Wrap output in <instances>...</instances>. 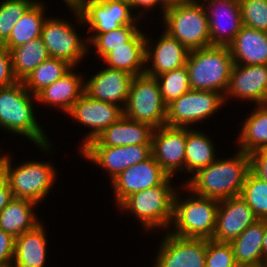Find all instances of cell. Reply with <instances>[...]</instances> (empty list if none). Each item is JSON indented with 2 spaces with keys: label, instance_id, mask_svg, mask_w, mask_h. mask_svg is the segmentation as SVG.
<instances>
[{
  "label": "cell",
  "instance_id": "6da1fadb",
  "mask_svg": "<svg viewBox=\"0 0 267 267\" xmlns=\"http://www.w3.org/2000/svg\"><path fill=\"white\" fill-rule=\"evenodd\" d=\"M249 171V154L237 150L235 156L224 160L216 159L199 170L185 182L184 189L190 194L194 193L219 201L239 196Z\"/></svg>",
  "mask_w": 267,
  "mask_h": 267
},
{
  "label": "cell",
  "instance_id": "7a4b0ae2",
  "mask_svg": "<svg viewBox=\"0 0 267 267\" xmlns=\"http://www.w3.org/2000/svg\"><path fill=\"white\" fill-rule=\"evenodd\" d=\"M32 100L37 102L23 81L0 87V127L28 138L43 151L51 150V144L36 120Z\"/></svg>",
  "mask_w": 267,
  "mask_h": 267
},
{
  "label": "cell",
  "instance_id": "3957f363",
  "mask_svg": "<svg viewBox=\"0 0 267 267\" xmlns=\"http://www.w3.org/2000/svg\"><path fill=\"white\" fill-rule=\"evenodd\" d=\"M233 64L228 46H209L190 50L185 65L189 74L190 88L215 91L225 96Z\"/></svg>",
  "mask_w": 267,
  "mask_h": 267
},
{
  "label": "cell",
  "instance_id": "277c9868",
  "mask_svg": "<svg viewBox=\"0 0 267 267\" xmlns=\"http://www.w3.org/2000/svg\"><path fill=\"white\" fill-rule=\"evenodd\" d=\"M192 194L181 200L176 191L171 222L175 225L169 233L183 238L212 239L219 200Z\"/></svg>",
  "mask_w": 267,
  "mask_h": 267
},
{
  "label": "cell",
  "instance_id": "5b68a950",
  "mask_svg": "<svg viewBox=\"0 0 267 267\" xmlns=\"http://www.w3.org/2000/svg\"><path fill=\"white\" fill-rule=\"evenodd\" d=\"M172 177L163 184L136 192L128 196L119 208L131 212L147 230L167 229L173 219L175 187L172 188Z\"/></svg>",
  "mask_w": 267,
  "mask_h": 267
},
{
  "label": "cell",
  "instance_id": "8992f818",
  "mask_svg": "<svg viewBox=\"0 0 267 267\" xmlns=\"http://www.w3.org/2000/svg\"><path fill=\"white\" fill-rule=\"evenodd\" d=\"M11 161L8 154L0 156V165L7 175L13 197L41 203L54 187L56 169L50 162L30 160L13 168Z\"/></svg>",
  "mask_w": 267,
  "mask_h": 267
},
{
  "label": "cell",
  "instance_id": "52a82bcc",
  "mask_svg": "<svg viewBox=\"0 0 267 267\" xmlns=\"http://www.w3.org/2000/svg\"><path fill=\"white\" fill-rule=\"evenodd\" d=\"M165 31L189 51L211 46L208 18L203 3L186 1L165 10Z\"/></svg>",
  "mask_w": 267,
  "mask_h": 267
},
{
  "label": "cell",
  "instance_id": "ba28073f",
  "mask_svg": "<svg viewBox=\"0 0 267 267\" xmlns=\"http://www.w3.org/2000/svg\"><path fill=\"white\" fill-rule=\"evenodd\" d=\"M123 115L154 129L166 125L167 105L156 78L146 74L133 77Z\"/></svg>",
  "mask_w": 267,
  "mask_h": 267
},
{
  "label": "cell",
  "instance_id": "9c48e42d",
  "mask_svg": "<svg viewBox=\"0 0 267 267\" xmlns=\"http://www.w3.org/2000/svg\"><path fill=\"white\" fill-rule=\"evenodd\" d=\"M81 25L86 24L91 34H102L127 24H136L144 13L132 15L127 0H80L77 6L69 7Z\"/></svg>",
  "mask_w": 267,
  "mask_h": 267
},
{
  "label": "cell",
  "instance_id": "30bf717a",
  "mask_svg": "<svg viewBox=\"0 0 267 267\" xmlns=\"http://www.w3.org/2000/svg\"><path fill=\"white\" fill-rule=\"evenodd\" d=\"M224 102V95L219 92L190 89L167 105L166 125L189 128L213 115Z\"/></svg>",
  "mask_w": 267,
  "mask_h": 267
},
{
  "label": "cell",
  "instance_id": "8fae6325",
  "mask_svg": "<svg viewBox=\"0 0 267 267\" xmlns=\"http://www.w3.org/2000/svg\"><path fill=\"white\" fill-rule=\"evenodd\" d=\"M63 18H46L42 25L41 38L50 57L67 61L73 67L88 51V39H81L70 22Z\"/></svg>",
  "mask_w": 267,
  "mask_h": 267
},
{
  "label": "cell",
  "instance_id": "7c38bea8",
  "mask_svg": "<svg viewBox=\"0 0 267 267\" xmlns=\"http://www.w3.org/2000/svg\"><path fill=\"white\" fill-rule=\"evenodd\" d=\"M80 152L85 159L107 170L112 181L126 168L150 158L152 144L108 147L101 146L94 139L80 149Z\"/></svg>",
  "mask_w": 267,
  "mask_h": 267
},
{
  "label": "cell",
  "instance_id": "4fadbf2b",
  "mask_svg": "<svg viewBox=\"0 0 267 267\" xmlns=\"http://www.w3.org/2000/svg\"><path fill=\"white\" fill-rule=\"evenodd\" d=\"M153 267H205L207 239L183 238L168 231Z\"/></svg>",
  "mask_w": 267,
  "mask_h": 267
},
{
  "label": "cell",
  "instance_id": "5bb4252c",
  "mask_svg": "<svg viewBox=\"0 0 267 267\" xmlns=\"http://www.w3.org/2000/svg\"><path fill=\"white\" fill-rule=\"evenodd\" d=\"M68 114L78 123L91 128L90 132L85 135L82 149L112 123L117 122L123 116V109L121 106L94 99L84 92L73 104Z\"/></svg>",
  "mask_w": 267,
  "mask_h": 267
},
{
  "label": "cell",
  "instance_id": "9a60e30c",
  "mask_svg": "<svg viewBox=\"0 0 267 267\" xmlns=\"http://www.w3.org/2000/svg\"><path fill=\"white\" fill-rule=\"evenodd\" d=\"M204 2H207L203 7L208 18L211 46H229L243 26L239 0Z\"/></svg>",
  "mask_w": 267,
  "mask_h": 267
},
{
  "label": "cell",
  "instance_id": "2e32d148",
  "mask_svg": "<svg viewBox=\"0 0 267 267\" xmlns=\"http://www.w3.org/2000/svg\"><path fill=\"white\" fill-rule=\"evenodd\" d=\"M169 177L153 156L126 168L111 181L117 205L136 192L163 184Z\"/></svg>",
  "mask_w": 267,
  "mask_h": 267
},
{
  "label": "cell",
  "instance_id": "e0dca14e",
  "mask_svg": "<svg viewBox=\"0 0 267 267\" xmlns=\"http://www.w3.org/2000/svg\"><path fill=\"white\" fill-rule=\"evenodd\" d=\"M152 156L170 176L185 171L186 128L167 125L154 129Z\"/></svg>",
  "mask_w": 267,
  "mask_h": 267
},
{
  "label": "cell",
  "instance_id": "ac0fdd59",
  "mask_svg": "<svg viewBox=\"0 0 267 267\" xmlns=\"http://www.w3.org/2000/svg\"><path fill=\"white\" fill-rule=\"evenodd\" d=\"M257 220L241 195L220 200L212 240L230 243Z\"/></svg>",
  "mask_w": 267,
  "mask_h": 267
},
{
  "label": "cell",
  "instance_id": "d6986e66",
  "mask_svg": "<svg viewBox=\"0 0 267 267\" xmlns=\"http://www.w3.org/2000/svg\"><path fill=\"white\" fill-rule=\"evenodd\" d=\"M233 96L254 101L255 105H266L267 65L233 64L224 100Z\"/></svg>",
  "mask_w": 267,
  "mask_h": 267
},
{
  "label": "cell",
  "instance_id": "ffe728a7",
  "mask_svg": "<svg viewBox=\"0 0 267 267\" xmlns=\"http://www.w3.org/2000/svg\"><path fill=\"white\" fill-rule=\"evenodd\" d=\"M162 32L154 49H151L152 45L149 43L151 39L146 37L145 74L154 78L185 66L189 54V50L177 39L165 30ZM149 63L152 64L148 66Z\"/></svg>",
  "mask_w": 267,
  "mask_h": 267
},
{
  "label": "cell",
  "instance_id": "44dd1931",
  "mask_svg": "<svg viewBox=\"0 0 267 267\" xmlns=\"http://www.w3.org/2000/svg\"><path fill=\"white\" fill-rule=\"evenodd\" d=\"M133 77L127 72L105 67L84 81V92L94 99L121 105L124 109Z\"/></svg>",
  "mask_w": 267,
  "mask_h": 267
},
{
  "label": "cell",
  "instance_id": "7402d4cb",
  "mask_svg": "<svg viewBox=\"0 0 267 267\" xmlns=\"http://www.w3.org/2000/svg\"><path fill=\"white\" fill-rule=\"evenodd\" d=\"M234 64L267 65V32L242 26L228 46Z\"/></svg>",
  "mask_w": 267,
  "mask_h": 267
},
{
  "label": "cell",
  "instance_id": "603a6c76",
  "mask_svg": "<svg viewBox=\"0 0 267 267\" xmlns=\"http://www.w3.org/2000/svg\"><path fill=\"white\" fill-rule=\"evenodd\" d=\"M154 128L146 123L122 116L112 123L98 137L96 141L101 146L116 147L137 144H152Z\"/></svg>",
  "mask_w": 267,
  "mask_h": 267
},
{
  "label": "cell",
  "instance_id": "cb8c5ba5",
  "mask_svg": "<svg viewBox=\"0 0 267 267\" xmlns=\"http://www.w3.org/2000/svg\"><path fill=\"white\" fill-rule=\"evenodd\" d=\"M72 67L60 79L41 90L37 95V102L59 107L66 114L71 110L73 104L84 93V79L73 72Z\"/></svg>",
  "mask_w": 267,
  "mask_h": 267
},
{
  "label": "cell",
  "instance_id": "d4e9b609",
  "mask_svg": "<svg viewBox=\"0 0 267 267\" xmlns=\"http://www.w3.org/2000/svg\"><path fill=\"white\" fill-rule=\"evenodd\" d=\"M146 37L140 30L126 46L113 48L102 59L108 65L107 68L121 70L132 76L145 74Z\"/></svg>",
  "mask_w": 267,
  "mask_h": 267
},
{
  "label": "cell",
  "instance_id": "484cf974",
  "mask_svg": "<svg viewBox=\"0 0 267 267\" xmlns=\"http://www.w3.org/2000/svg\"><path fill=\"white\" fill-rule=\"evenodd\" d=\"M44 226L23 232L15 238V251L11 267H44L46 262L47 238Z\"/></svg>",
  "mask_w": 267,
  "mask_h": 267
},
{
  "label": "cell",
  "instance_id": "4316f807",
  "mask_svg": "<svg viewBox=\"0 0 267 267\" xmlns=\"http://www.w3.org/2000/svg\"><path fill=\"white\" fill-rule=\"evenodd\" d=\"M38 204L13 197L0 212V228L15 238L41 223L34 212Z\"/></svg>",
  "mask_w": 267,
  "mask_h": 267
},
{
  "label": "cell",
  "instance_id": "83f0119b",
  "mask_svg": "<svg viewBox=\"0 0 267 267\" xmlns=\"http://www.w3.org/2000/svg\"><path fill=\"white\" fill-rule=\"evenodd\" d=\"M263 236L264 220L259 219L230 242L238 266L263 265Z\"/></svg>",
  "mask_w": 267,
  "mask_h": 267
},
{
  "label": "cell",
  "instance_id": "f1b7e54d",
  "mask_svg": "<svg viewBox=\"0 0 267 267\" xmlns=\"http://www.w3.org/2000/svg\"><path fill=\"white\" fill-rule=\"evenodd\" d=\"M252 112L242 124L238 137V150L246 154L267 149V104L255 106Z\"/></svg>",
  "mask_w": 267,
  "mask_h": 267
},
{
  "label": "cell",
  "instance_id": "f546056e",
  "mask_svg": "<svg viewBox=\"0 0 267 267\" xmlns=\"http://www.w3.org/2000/svg\"><path fill=\"white\" fill-rule=\"evenodd\" d=\"M44 3L36 1L17 21L9 38L2 44L9 51L19 45L25 44L30 40L40 38L42 25L47 17H45Z\"/></svg>",
  "mask_w": 267,
  "mask_h": 267
},
{
  "label": "cell",
  "instance_id": "4dcf8cb0",
  "mask_svg": "<svg viewBox=\"0 0 267 267\" xmlns=\"http://www.w3.org/2000/svg\"><path fill=\"white\" fill-rule=\"evenodd\" d=\"M213 141L207 134L186 128L185 171L195 174L217 158Z\"/></svg>",
  "mask_w": 267,
  "mask_h": 267
},
{
  "label": "cell",
  "instance_id": "1f68e13d",
  "mask_svg": "<svg viewBox=\"0 0 267 267\" xmlns=\"http://www.w3.org/2000/svg\"><path fill=\"white\" fill-rule=\"evenodd\" d=\"M10 53L13 73L18 81H23L50 57L41 37L12 48Z\"/></svg>",
  "mask_w": 267,
  "mask_h": 267
},
{
  "label": "cell",
  "instance_id": "d6a6232c",
  "mask_svg": "<svg viewBox=\"0 0 267 267\" xmlns=\"http://www.w3.org/2000/svg\"><path fill=\"white\" fill-rule=\"evenodd\" d=\"M73 66L67 61L49 57L40 63L31 74L23 80L25 88L32 95H37L41 90L54 83L65 75Z\"/></svg>",
  "mask_w": 267,
  "mask_h": 267
},
{
  "label": "cell",
  "instance_id": "836d02e7",
  "mask_svg": "<svg viewBox=\"0 0 267 267\" xmlns=\"http://www.w3.org/2000/svg\"><path fill=\"white\" fill-rule=\"evenodd\" d=\"M136 24H127L119 27L118 29L111 30L102 34H90L87 36L88 43L95 46L97 57L103 59L113 48L119 46H126L138 32ZM100 56V57H99Z\"/></svg>",
  "mask_w": 267,
  "mask_h": 267
},
{
  "label": "cell",
  "instance_id": "e575fe53",
  "mask_svg": "<svg viewBox=\"0 0 267 267\" xmlns=\"http://www.w3.org/2000/svg\"><path fill=\"white\" fill-rule=\"evenodd\" d=\"M240 195L258 219L267 220V181L249 171Z\"/></svg>",
  "mask_w": 267,
  "mask_h": 267
},
{
  "label": "cell",
  "instance_id": "d590c367",
  "mask_svg": "<svg viewBox=\"0 0 267 267\" xmlns=\"http://www.w3.org/2000/svg\"><path fill=\"white\" fill-rule=\"evenodd\" d=\"M155 78L159 84L161 96L166 105L191 89L186 66L163 73Z\"/></svg>",
  "mask_w": 267,
  "mask_h": 267
},
{
  "label": "cell",
  "instance_id": "8d00e7d4",
  "mask_svg": "<svg viewBox=\"0 0 267 267\" xmlns=\"http://www.w3.org/2000/svg\"><path fill=\"white\" fill-rule=\"evenodd\" d=\"M34 0H3L0 2V44L2 45L22 15L35 3Z\"/></svg>",
  "mask_w": 267,
  "mask_h": 267
},
{
  "label": "cell",
  "instance_id": "74e56055",
  "mask_svg": "<svg viewBox=\"0 0 267 267\" xmlns=\"http://www.w3.org/2000/svg\"><path fill=\"white\" fill-rule=\"evenodd\" d=\"M242 24L267 32V0H239Z\"/></svg>",
  "mask_w": 267,
  "mask_h": 267
},
{
  "label": "cell",
  "instance_id": "f35d334b",
  "mask_svg": "<svg viewBox=\"0 0 267 267\" xmlns=\"http://www.w3.org/2000/svg\"><path fill=\"white\" fill-rule=\"evenodd\" d=\"M205 267H238L231 244L207 240Z\"/></svg>",
  "mask_w": 267,
  "mask_h": 267
},
{
  "label": "cell",
  "instance_id": "ab89813d",
  "mask_svg": "<svg viewBox=\"0 0 267 267\" xmlns=\"http://www.w3.org/2000/svg\"><path fill=\"white\" fill-rule=\"evenodd\" d=\"M18 82L12 69V58L10 51L0 44V87L11 86Z\"/></svg>",
  "mask_w": 267,
  "mask_h": 267
},
{
  "label": "cell",
  "instance_id": "60d3db41",
  "mask_svg": "<svg viewBox=\"0 0 267 267\" xmlns=\"http://www.w3.org/2000/svg\"><path fill=\"white\" fill-rule=\"evenodd\" d=\"M15 251V237L0 228V267H11Z\"/></svg>",
  "mask_w": 267,
  "mask_h": 267
},
{
  "label": "cell",
  "instance_id": "b9f144b4",
  "mask_svg": "<svg viewBox=\"0 0 267 267\" xmlns=\"http://www.w3.org/2000/svg\"><path fill=\"white\" fill-rule=\"evenodd\" d=\"M250 171L263 181H267V149L256 150L249 154Z\"/></svg>",
  "mask_w": 267,
  "mask_h": 267
},
{
  "label": "cell",
  "instance_id": "7bdbcfd3",
  "mask_svg": "<svg viewBox=\"0 0 267 267\" xmlns=\"http://www.w3.org/2000/svg\"><path fill=\"white\" fill-rule=\"evenodd\" d=\"M13 198L12 191L8 185V178L0 165V212Z\"/></svg>",
  "mask_w": 267,
  "mask_h": 267
},
{
  "label": "cell",
  "instance_id": "ee69618b",
  "mask_svg": "<svg viewBox=\"0 0 267 267\" xmlns=\"http://www.w3.org/2000/svg\"><path fill=\"white\" fill-rule=\"evenodd\" d=\"M131 4L132 10L143 8V11H146L153 8L155 5H159V0H129L128 1Z\"/></svg>",
  "mask_w": 267,
  "mask_h": 267
},
{
  "label": "cell",
  "instance_id": "f6af8a7d",
  "mask_svg": "<svg viewBox=\"0 0 267 267\" xmlns=\"http://www.w3.org/2000/svg\"><path fill=\"white\" fill-rule=\"evenodd\" d=\"M186 1L185 0H159V3L161 6V8L163 9V15L165 13V10L169 9V8H172V7H175L179 4H182V3H185Z\"/></svg>",
  "mask_w": 267,
  "mask_h": 267
},
{
  "label": "cell",
  "instance_id": "bcb514c9",
  "mask_svg": "<svg viewBox=\"0 0 267 267\" xmlns=\"http://www.w3.org/2000/svg\"><path fill=\"white\" fill-rule=\"evenodd\" d=\"M263 265L267 262V220H264V236L262 241Z\"/></svg>",
  "mask_w": 267,
  "mask_h": 267
},
{
  "label": "cell",
  "instance_id": "7dc6e473",
  "mask_svg": "<svg viewBox=\"0 0 267 267\" xmlns=\"http://www.w3.org/2000/svg\"><path fill=\"white\" fill-rule=\"evenodd\" d=\"M66 3L67 7L77 6L80 0H63Z\"/></svg>",
  "mask_w": 267,
  "mask_h": 267
},
{
  "label": "cell",
  "instance_id": "c3c4849f",
  "mask_svg": "<svg viewBox=\"0 0 267 267\" xmlns=\"http://www.w3.org/2000/svg\"><path fill=\"white\" fill-rule=\"evenodd\" d=\"M238 267H265V265H258V266H238Z\"/></svg>",
  "mask_w": 267,
  "mask_h": 267
}]
</instances>
